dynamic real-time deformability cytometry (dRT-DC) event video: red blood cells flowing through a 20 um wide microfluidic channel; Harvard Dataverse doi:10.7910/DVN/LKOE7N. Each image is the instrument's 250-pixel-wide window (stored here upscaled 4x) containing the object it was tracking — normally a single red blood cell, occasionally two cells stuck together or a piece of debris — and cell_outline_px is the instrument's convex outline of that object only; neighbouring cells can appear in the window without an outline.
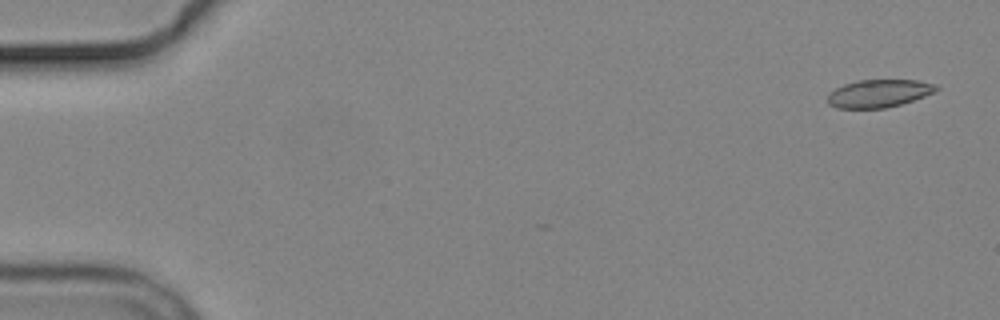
{"species": "common noctule bat (a hibernating species)", "species_latin": "Nyctalus noctula", "temperature_condition": "cold", "stored_images_in_passage": 6, "camera_frame_rate_fps": 3000, "um_per_image_px": 0.085, "animal": {"sex": "male", "body_mass_g": 19.2, "forearm_length_mm": 51.8}, "frame": {"image": 1, "passage_image": 1, "time_ms": 0.0, "image_size_px": [1000, 320], "cell_outline_px": [[940, 88], [936, 92], [900, 104], [884, 108], [836, 108], [828, 104], [828, 92], [844, 84], [860, 80], [920, 80], [936, 84]], "centroid_in_image_um": [74.71, 7.93], "position_along_channel_um": 10.3, "area_um2": 17.63}}
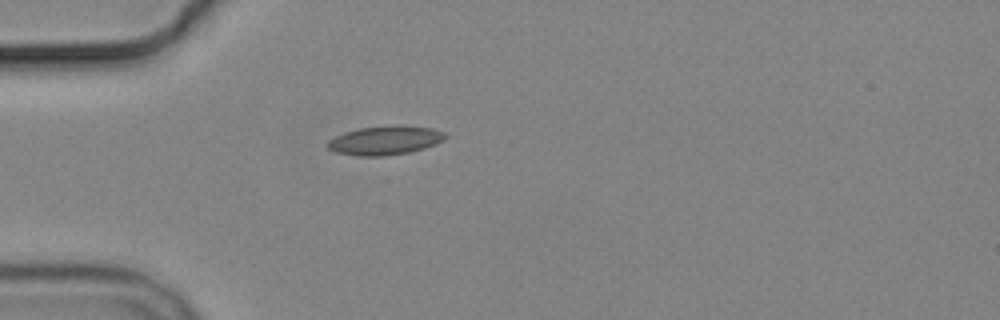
{"frame": {"image": 2, "passage_image": 5, "time_ms": 4.667, "image_size_px": [1000, 320], "cell_outline_px": [[448, 136], [444, 140], [436, 144], [424, 148], [408, 152], [384, 156], [356, 156], [336, 152], [328, 148], [328, 140], [344, 132], [360, 128], [392, 124], [404, 124], [432, 128], [444, 132]], "centroid_in_image_um": [32.76, 11.91], "position_along_channel_um": 52.2, "area_um2": 20.11}}